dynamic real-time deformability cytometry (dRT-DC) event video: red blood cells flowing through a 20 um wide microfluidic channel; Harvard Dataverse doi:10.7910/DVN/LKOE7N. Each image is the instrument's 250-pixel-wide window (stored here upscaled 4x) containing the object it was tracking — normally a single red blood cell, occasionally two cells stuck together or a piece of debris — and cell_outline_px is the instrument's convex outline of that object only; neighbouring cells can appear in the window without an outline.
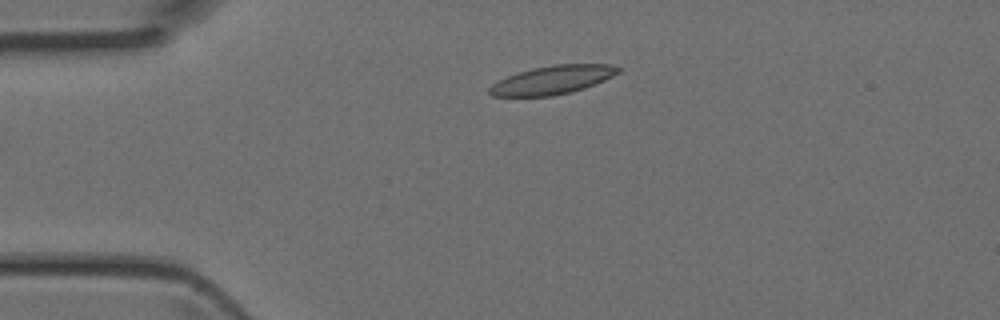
{"species": "Egyptian fruit bat (a non-hibernating species)", "species_latin": "Rousettus aegyptiacus", "temperature_condition": "room temperature", "stored_images_in_passage": 3, "camera_frame_rate_fps": 3000, "um_per_image_px": 0.085, "animal": {"sex": "female"}, "frame": {"image": 1, "passage_image": 2, "time_ms": 0.333, "image_size_px": [1000, 320], "cell_outline_px": [[620, 72], [604, 80], [584, 88], [572, 92], [552, 96], [492, 96], [488, 92], [488, 88], [492, 84], [508, 76], [532, 68], [552, 64], [612, 64], [620, 68]], "centroid_in_image_um": [46.97, 6.79], "position_along_channel_um": 38.0, "area_um2": 21.33}}